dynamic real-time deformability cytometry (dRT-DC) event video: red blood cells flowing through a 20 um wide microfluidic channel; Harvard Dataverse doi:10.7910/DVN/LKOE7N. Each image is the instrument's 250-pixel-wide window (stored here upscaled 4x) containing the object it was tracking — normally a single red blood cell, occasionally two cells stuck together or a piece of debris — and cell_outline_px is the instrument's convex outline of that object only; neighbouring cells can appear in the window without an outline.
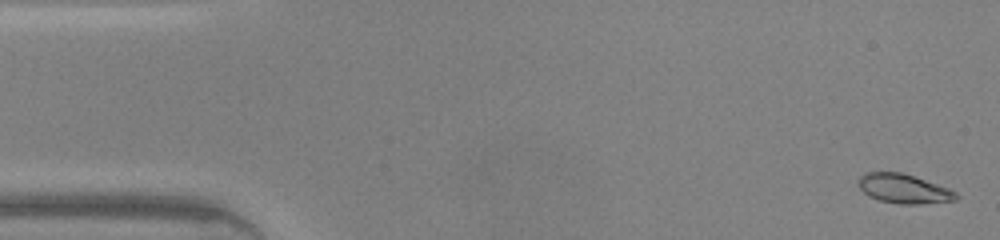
{"species": "common noctule bat (a hibernating species)", "species_latin": "Nyctalus noctula", "temperature_condition": "warm", "stored_images_in_passage": 45, "camera_frame_rate_fps": 3000, "um_per_image_px": 0.085, "animal": {"sex": "male", "body_mass_g": 20.0, "forearm_length_mm": 53.3}, "frame": {"image": 1, "passage_image": 1, "time_ms": 0.0, "image_size_px": [1000, 240], "cell_outline_px": [[960, 196], [956, 200], [920, 204], [900, 204], [880, 200], [868, 196], [856, 184], [856, 180], [864, 172], [900, 172], [948, 188], [956, 192]], "centroid_in_image_um": [76.78, 16.04], "position_along_channel_um": 8.2, "area_um2": 16.65}}
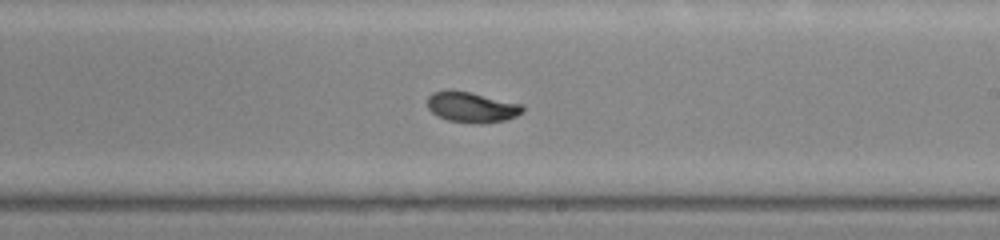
{"frame": {"image": 2, "passage_image": 26, "time_ms": 8.333, "image_size_px": [1000, 240], "cell_outline_px": [[524, 112], [516, 116], [504, 120], [480, 124], [476, 124], [448, 120], [436, 116], [428, 108], [428, 96], [432, 92], [448, 88], [452, 88], [524, 104]], "centroid_in_image_um": [40.08, 9.09], "position_along_channel_um": 248.9, "area_um2": 17.34}}
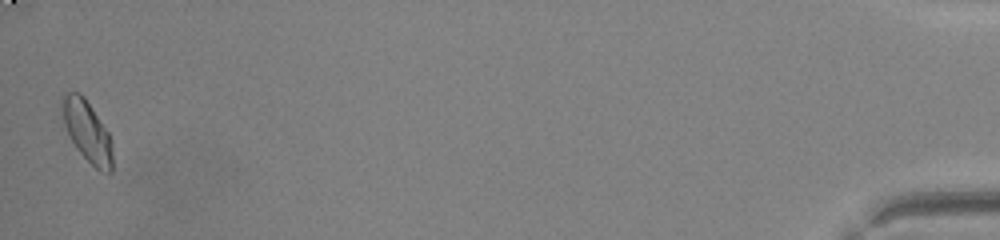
{"frame": {"image": 3, "passage_image": 45, "time_ms": 14.667, "image_size_px": [1000, 240], "cell_outline_px": [[112, 172], [100, 172], [76, 148], [68, 136], [64, 124], [60, 104], [60, 96], [64, 92], [80, 92], [84, 96], [108, 132], [112, 140]], "centroid_in_image_um": [7.38, 11.12], "position_along_channel_um": 427.8, "area_um2": 18.15}, "authors_computed_cell_mechanics": {"area_um2": 16.7042, "velocity_mm_per_s": 4.395, "shape_relaxation_time_tau1_ms": 2.4567, "shape_relaxation_time_tau2_ms": 10.5449, "deformation_change_tau1": 0.1315, "deformation_change_tau2": 0.0821}}